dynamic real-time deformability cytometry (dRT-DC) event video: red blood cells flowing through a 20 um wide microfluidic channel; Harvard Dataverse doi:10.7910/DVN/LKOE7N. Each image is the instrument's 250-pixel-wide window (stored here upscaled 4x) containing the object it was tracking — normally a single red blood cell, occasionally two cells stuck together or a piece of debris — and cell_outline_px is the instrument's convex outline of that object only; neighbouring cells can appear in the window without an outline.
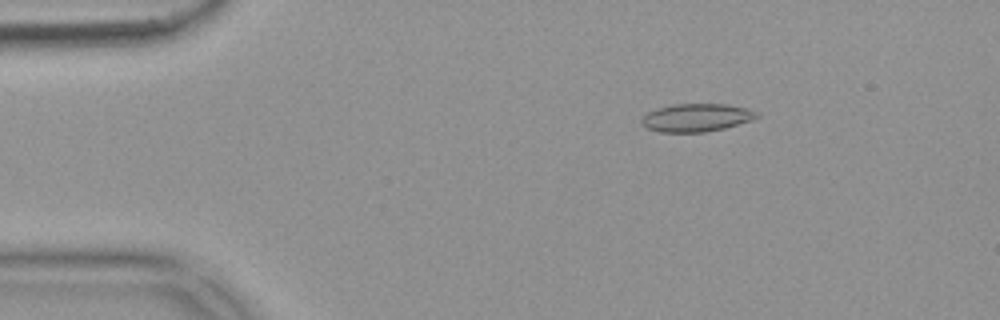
{"species": "common noctule bat (a hibernating species)", "species_latin": "Nyctalus noctula", "temperature_condition": "warm", "stored_images_in_passage": 55, "camera_frame_rate_fps": 3000, "um_per_image_px": 0.085, "animal": {"sex": "female", "body_mass_g": 18.4}, "frame": {"image": 1, "passage_image": 9, "time_ms": 2.667, "image_size_px": [1000, 320], "cell_outline_px": [[760, 116], [752, 120], [724, 128], [704, 132], [660, 132], [648, 128], [640, 124], [640, 120], [648, 112], [656, 108], [672, 104], [728, 104], [744, 108], [756, 112]], "centroid_in_image_um": [59.16, 10.0], "position_along_channel_um": 25.8, "area_um2": 18.73}}
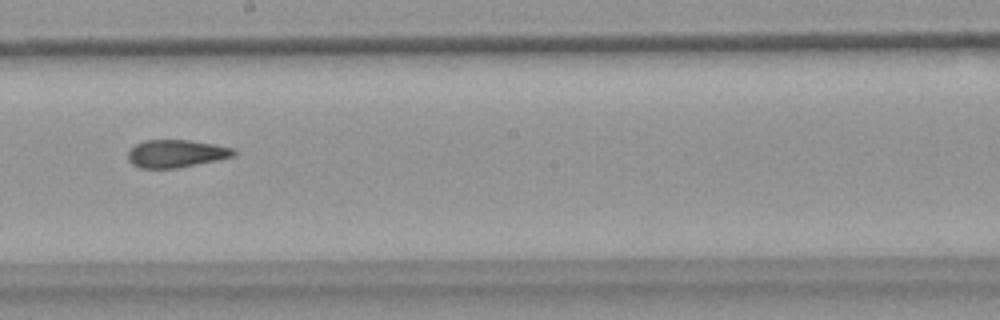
{"frame": {"image": 2, "passage_image": 31, "time_ms": 10.0, "image_size_px": [1000, 320], "cell_outline_px": [[236, 156], [176, 168], [140, 168], [132, 164], [128, 160], [128, 152], [136, 144], [144, 140], [188, 140], [212, 144], [232, 148], [236, 152]], "centroid_in_image_um": [14.95, 13.05], "position_along_channel_um": 233.3, "area_um2": 16.88}}
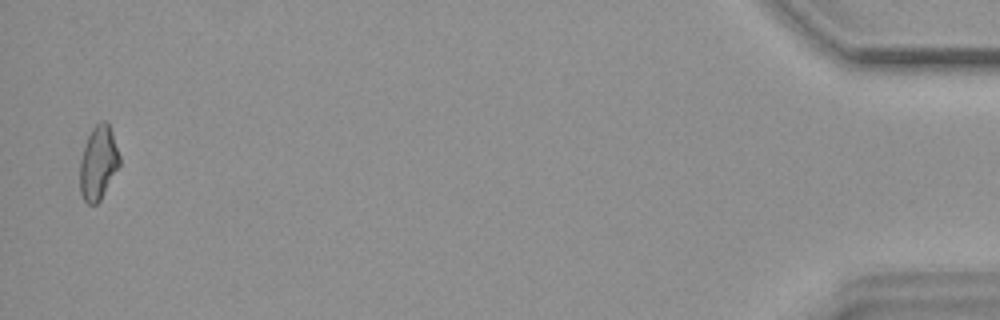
{"frame": {"image": 3, "passage_image": 54, "time_ms": 17.667, "image_size_px": [1000, 320], "cell_outline_px": [[120, 164], [100, 200], [96, 204], [88, 204], [84, 200], [80, 192], [80, 160], [88, 136], [92, 128], [100, 120], [108, 120], [120, 156]], "centroid_in_image_um": [8.36, 13.81], "position_along_channel_um": 426.8, "area_um2": 16.99}, "authors_computed_cell_mechanics": {"area_um2": 17.629, "velocity_mm_per_s": 3.7025, "shape_relaxation_time_tau1_ms": null, "shape_relaxation_time_tau2_ms": 2.9958, "deformation_change_tau1": null, "deformation_change_tau2": 0.1155}}